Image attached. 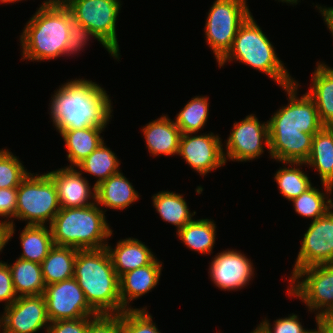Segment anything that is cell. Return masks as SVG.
<instances>
[{"mask_svg": "<svg viewBox=\"0 0 333 333\" xmlns=\"http://www.w3.org/2000/svg\"><path fill=\"white\" fill-rule=\"evenodd\" d=\"M112 99L96 82L71 79L54 91L49 105L56 131L107 127L112 118ZM112 113V114H111Z\"/></svg>", "mask_w": 333, "mask_h": 333, "instance_id": "cell-1", "label": "cell"}, {"mask_svg": "<svg viewBox=\"0 0 333 333\" xmlns=\"http://www.w3.org/2000/svg\"><path fill=\"white\" fill-rule=\"evenodd\" d=\"M73 277L97 314H120L119 276L107 248L78 250Z\"/></svg>", "mask_w": 333, "mask_h": 333, "instance_id": "cell-2", "label": "cell"}, {"mask_svg": "<svg viewBox=\"0 0 333 333\" xmlns=\"http://www.w3.org/2000/svg\"><path fill=\"white\" fill-rule=\"evenodd\" d=\"M37 9L20 35L22 60L40 62L65 57L72 13L59 4Z\"/></svg>", "mask_w": 333, "mask_h": 333, "instance_id": "cell-3", "label": "cell"}, {"mask_svg": "<svg viewBox=\"0 0 333 333\" xmlns=\"http://www.w3.org/2000/svg\"><path fill=\"white\" fill-rule=\"evenodd\" d=\"M233 60L265 73L281 88L296 81L252 14L238 28L231 49L217 64L221 68Z\"/></svg>", "mask_w": 333, "mask_h": 333, "instance_id": "cell-4", "label": "cell"}, {"mask_svg": "<svg viewBox=\"0 0 333 333\" xmlns=\"http://www.w3.org/2000/svg\"><path fill=\"white\" fill-rule=\"evenodd\" d=\"M106 211L97 203L88 207L60 208L50 225L53 244L79 250L105 248L113 234Z\"/></svg>", "mask_w": 333, "mask_h": 333, "instance_id": "cell-5", "label": "cell"}, {"mask_svg": "<svg viewBox=\"0 0 333 333\" xmlns=\"http://www.w3.org/2000/svg\"><path fill=\"white\" fill-rule=\"evenodd\" d=\"M59 211L58 195L53 180L47 173L30 172L17 187L15 219L26 221V225L50 226Z\"/></svg>", "mask_w": 333, "mask_h": 333, "instance_id": "cell-6", "label": "cell"}, {"mask_svg": "<svg viewBox=\"0 0 333 333\" xmlns=\"http://www.w3.org/2000/svg\"><path fill=\"white\" fill-rule=\"evenodd\" d=\"M247 0H215L207 13L204 33L218 63L231 49L238 28L251 15Z\"/></svg>", "mask_w": 333, "mask_h": 333, "instance_id": "cell-7", "label": "cell"}, {"mask_svg": "<svg viewBox=\"0 0 333 333\" xmlns=\"http://www.w3.org/2000/svg\"><path fill=\"white\" fill-rule=\"evenodd\" d=\"M288 297L303 301L315 322L324 312L333 310V264L316 265L300 269L290 280Z\"/></svg>", "mask_w": 333, "mask_h": 333, "instance_id": "cell-8", "label": "cell"}, {"mask_svg": "<svg viewBox=\"0 0 333 333\" xmlns=\"http://www.w3.org/2000/svg\"><path fill=\"white\" fill-rule=\"evenodd\" d=\"M121 0H71L66 4L72 16L80 21L120 59L116 33Z\"/></svg>", "mask_w": 333, "mask_h": 333, "instance_id": "cell-9", "label": "cell"}, {"mask_svg": "<svg viewBox=\"0 0 333 333\" xmlns=\"http://www.w3.org/2000/svg\"><path fill=\"white\" fill-rule=\"evenodd\" d=\"M299 86L297 80L282 87L288 96V104L272 114L268 120V130H300L316 134L324 127L313 99L307 93L300 98L297 96Z\"/></svg>", "mask_w": 333, "mask_h": 333, "instance_id": "cell-10", "label": "cell"}, {"mask_svg": "<svg viewBox=\"0 0 333 333\" xmlns=\"http://www.w3.org/2000/svg\"><path fill=\"white\" fill-rule=\"evenodd\" d=\"M266 147L269 153L268 121L260 123L255 114H249L233 125L223 149L225 163L258 159Z\"/></svg>", "mask_w": 333, "mask_h": 333, "instance_id": "cell-11", "label": "cell"}, {"mask_svg": "<svg viewBox=\"0 0 333 333\" xmlns=\"http://www.w3.org/2000/svg\"><path fill=\"white\" fill-rule=\"evenodd\" d=\"M291 277L303 268L333 264V208L311 221L303 236Z\"/></svg>", "mask_w": 333, "mask_h": 333, "instance_id": "cell-12", "label": "cell"}, {"mask_svg": "<svg viewBox=\"0 0 333 333\" xmlns=\"http://www.w3.org/2000/svg\"><path fill=\"white\" fill-rule=\"evenodd\" d=\"M43 296L50 322L98 315L89 306L83 290L74 277L46 285Z\"/></svg>", "mask_w": 333, "mask_h": 333, "instance_id": "cell-13", "label": "cell"}, {"mask_svg": "<svg viewBox=\"0 0 333 333\" xmlns=\"http://www.w3.org/2000/svg\"><path fill=\"white\" fill-rule=\"evenodd\" d=\"M3 310L1 333H36L42 328L46 332L50 324L43 294L20 296Z\"/></svg>", "mask_w": 333, "mask_h": 333, "instance_id": "cell-14", "label": "cell"}, {"mask_svg": "<svg viewBox=\"0 0 333 333\" xmlns=\"http://www.w3.org/2000/svg\"><path fill=\"white\" fill-rule=\"evenodd\" d=\"M194 134H182L177 156H181L200 176L223 167L226 164L223 155L224 144L219 135L213 132Z\"/></svg>", "mask_w": 333, "mask_h": 333, "instance_id": "cell-15", "label": "cell"}, {"mask_svg": "<svg viewBox=\"0 0 333 333\" xmlns=\"http://www.w3.org/2000/svg\"><path fill=\"white\" fill-rule=\"evenodd\" d=\"M254 265L241 251L226 249L218 252L209 264L211 281L224 291L241 290L254 277Z\"/></svg>", "mask_w": 333, "mask_h": 333, "instance_id": "cell-16", "label": "cell"}, {"mask_svg": "<svg viewBox=\"0 0 333 333\" xmlns=\"http://www.w3.org/2000/svg\"><path fill=\"white\" fill-rule=\"evenodd\" d=\"M47 175L56 187L60 208L88 207L96 203V187L76 167H64ZM92 188V189H91Z\"/></svg>", "mask_w": 333, "mask_h": 333, "instance_id": "cell-17", "label": "cell"}, {"mask_svg": "<svg viewBox=\"0 0 333 333\" xmlns=\"http://www.w3.org/2000/svg\"><path fill=\"white\" fill-rule=\"evenodd\" d=\"M162 265L163 263L156 257L149 265L124 273L119 278V296L122 312L125 310H147L146 306L133 308L130 302L138 300L158 285L163 268Z\"/></svg>", "mask_w": 333, "mask_h": 333, "instance_id": "cell-18", "label": "cell"}, {"mask_svg": "<svg viewBox=\"0 0 333 333\" xmlns=\"http://www.w3.org/2000/svg\"><path fill=\"white\" fill-rule=\"evenodd\" d=\"M269 157L278 162H306L315 134L300 130H268Z\"/></svg>", "mask_w": 333, "mask_h": 333, "instance_id": "cell-19", "label": "cell"}, {"mask_svg": "<svg viewBox=\"0 0 333 333\" xmlns=\"http://www.w3.org/2000/svg\"><path fill=\"white\" fill-rule=\"evenodd\" d=\"M141 131L150 155H178L182 132L168 115L150 121Z\"/></svg>", "mask_w": 333, "mask_h": 333, "instance_id": "cell-20", "label": "cell"}, {"mask_svg": "<svg viewBox=\"0 0 333 333\" xmlns=\"http://www.w3.org/2000/svg\"><path fill=\"white\" fill-rule=\"evenodd\" d=\"M106 248L119 278L124 273L149 265L156 258L147 245L133 237L120 239L114 249L109 244Z\"/></svg>", "mask_w": 333, "mask_h": 333, "instance_id": "cell-21", "label": "cell"}, {"mask_svg": "<svg viewBox=\"0 0 333 333\" xmlns=\"http://www.w3.org/2000/svg\"><path fill=\"white\" fill-rule=\"evenodd\" d=\"M120 170L96 186V203L105 208L124 210L140 197L132 183Z\"/></svg>", "mask_w": 333, "mask_h": 333, "instance_id": "cell-22", "label": "cell"}, {"mask_svg": "<svg viewBox=\"0 0 333 333\" xmlns=\"http://www.w3.org/2000/svg\"><path fill=\"white\" fill-rule=\"evenodd\" d=\"M316 64L306 93L315 102L324 127H333V67L319 61Z\"/></svg>", "mask_w": 333, "mask_h": 333, "instance_id": "cell-23", "label": "cell"}, {"mask_svg": "<svg viewBox=\"0 0 333 333\" xmlns=\"http://www.w3.org/2000/svg\"><path fill=\"white\" fill-rule=\"evenodd\" d=\"M106 127H87L85 129L64 130L60 133L65 142L67 160L66 167H76L81 161L97 149L104 139L100 135Z\"/></svg>", "mask_w": 333, "mask_h": 333, "instance_id": "cell-24", "label": "cell"}, {"mask_svg": "<svg viewBox=\"0 0 333 333\" xmlns=\"http://www.w3.org/2000/svg\"><path fill=\"white\" fill-rule=\"evenodd\" d=\"M306 165L318 172L321 184L333 187V127H323L312 139Z\"/></svg>", "mask_w": 333, "mask_h": 333, "instance_id": "cell-25", "label": "cell"}, {"mask_svg": "<svg viewBox=\"0 0 333 333\" xmlns=\"http://www.w3.org/2000/svg\"><path fill=\"white\" fill-rule=\"evenodd\" d=\"M74 247L54 245L41 263L45 285L73 278L77 251Z\"/></svg>", "mask_w": 333, "mask_h": 333, "instance_id": "cell-26", "label": "cell"}, {"mask_svg": "<svg viewBox=\"0 0 333 333\" xmlns=\"http://www.w3.org/2000/svg\"><path fill=\"white\" fill-rule=\"evenodd\" d=\"M152 205L163 221L176 226V231L193 220L195 211L191 213L182 194L171 191H159L152 196Z\"/></svg>", "mask_w": 333, "mask_h": 333, "instance_id": "cell-27", "label": "cell"}, {"mask_svg": "<svg viewBox=\"0 0 333 333\" xmlns=\"http://www.w3.org/2000/svg\"><path fill=\"white\" fill-rule=\"evenodd\" d=\"M216 224L211 219H193L180 230L176 236L191 251L211 254L216 241Z\"/></svg>", "mask_w": 333, "mask_h": 333, "instance_id": "cell-28", "label": "cell"}, {"mask_svg": "<svg viewBox=\"0 0 333 333\" xmlns=\"http://www.w3.org/2000/svg\"><path fill=\"white\" fill-rule=\"evenodd\" d=\"M13 287L18 297L43 294L45 283L40 263L17 258L15 263L8 264Z\"/></svg>", "mask_w": 333, "mask_h": 333, "instance_id": "cell-29", "label": "cell"}, {"mask_svg": "<svg viewBox=\"0 0 333 333\" xmlns=\"http://www.w3.org/2000/svg\"><path fill=\"white\" fill-rule=\"evenodd\" d=\"M19 239L23 251L19 258L40 264L54 246L52 231L47 225H26Z\"/></svg>", "mask_w": 333, "mask_h": 333, "instance_id": "cell-30", "label": "cell"}, {"mask_svg": "<svg viewBox=\"0 0 333 333\" xmlns=\"http://www.w3.org/2000/svg\"><path fill=\"white\" fill-rule=\"evenodd\" d=\"M116 154L106 145L105 141L95 149L89 156L81 161L76 168L83 174L97 178L94 186L108 179L120 171V160Z\"/></svg>", "mask_w": 333, "mask_h": 333, "instance_id": "cell-31", "label": "cell"}, {"mask_svg": "<svg viewBox=\"0 0 333 333\" xmlns=\"http://www.w3.org/2000/svg\"><path fill=\"white\" fill-rule=\"evenodd\" d=\"M322 185L325 192L311 186L298 197L291 200L298 215L312 218V221H315L333 208V198L330 197L333 187L326 184Z\"/></svg>", "mask_w": 333, "mask_h": 333, "instance_id": "cell-32", "label": "cell"}, {"mask_svg": "<svg viewBox=\"0 0 333 333\" xmlns=\"http://www.w3.org/2000/svg\"><path fill=\"white\" fill-rule=\"evenodd\" d=\"M282 165L283 167H280L276 171L274 179L278 185L280 194L286 200L291 201L309 189L313 183H311L308 175L301 169L302 165H306L305 162H282Z\"/></svg>", "mask_w": 333, "mask_h": 333, "instance_id": "cell-33", "label": "cell"}, {"mask_svg": "<svg viewBox=\"0 0 333 333\" xmlns=\"http://www.w3.org/2000/svg\"><path fill=\"white\" fill-rule=\"evenodd\" d=\"M208 96H194L176 115L174 123L182 134L198 133L209 118Z\"/></svg>", "mask_w": 333, "mask_h": 333, "instance_id": "cell-34", "label": "cell"}, {"mask_svg": "<svg viewBox=\"0 0 333 333\" xmlns=\"http://www.w3.org/2000/svg\"><path fill=\"white\" fill-rule=\"evenodd\" d=\"M29 173L19 157L8 149L0 150V189L17 188Z\"/></svg>", "mask_w": 333, "mask_h": 333, "instance_id": "cell-35", "label": "cell"}, {"mask_svg": "<svg viewBox=\"0 0 333 333\" xmlns=\"http://www.w3.org/2000/svg\"><path fill=\"white\" fill-rule=\"evenodd\" d=\"M120 323L122 333H161L148 310H125Z\"/></svg>", "mask_w": 333, "mask_h": 333, "instance_id": "cell-36", "label": "cell"}, {"mask_svg": "<svg viewBox=\"0 0 333 333\" xmlns=\"http://www.w3.org/2000/svg\"><path fill=\"white\" fill-rule=\"evenodd\" d=\"M94 37L100 44L107 50L110 56L114 59H119L93 34L89 29L84 27V25L77 21L73 16L69 18V36L66 43V56L78 55L80 51L86 48L85 45L89 43L88 41ZM84 48V49H83Z\"/></svg>", "mask_w": 333, "mask_h": 333, "instance_id": "cell-37", "label": "cell"}, {"mask_svg": "<svg viewBox=\"0 0 333 333\" xmlns=\"http://www.w3.org/2000/svg\"><path fill=\"white\" fill-rule=\"evenodd\" d=\"M17 209V188L0 189V223L8 225V242L15 234V216ZM6 217V218H5Z\"/></svg>", "mask_w": 333, "mask_h": 333, "instance_id": "cell-38", "label": "cell"}, {"mask_svg": "<svg viewBox=\"0 0 333 333\" xmlns=\"http://www.w3.org/2000/svg\"><path fill=\"white\" fill-rule=\"evenodd\" d=\"M260 324L268 333H310L312 329L303 328L297 314H290L288 317L278 318L271 326L268 319H264Z\"/></svg>", "mask_w": 333, "mask_h": 333, "instance_id": "cell-39", "label": "cell"}, {"mask_svg": "<svg viewBox=\"0 0 333 333\" xmlns=\"http://www.w3.org/2000/svg\"><path fill=\"white\" fill-rule=\"evenodd\" d=\"M86 333H122L120 314H98L89 323Z\"/></svg>", "mask_w": 333, "mask_h": 333, "instance_id": "cell-40", "label": "cell"}, {"mask_svg": "<svg viewBox=\"0 0 333 333\" xmlns=\"http://www.w3.org/2000/svg\"><path fill=\"white\" fill-rule=\"evenodd\" d=\"M95 317L58 320L50 322L46 333H86L89 323Z\"/></svg>", "mask_w": 333, "mask_h": 333, "instance_id": "cell-41", "label": "cell"}, {"mask_svg": "<svg viewBox=\"0 0 333 333\" xmlns=\"http://www.w3.org/2000/svg\"><path fill=\"white\" fill-rule=\"evenodd\" d=\"M17 298L8 262L2 261L0 262V302H5L4 308H6Z\"/></svg>", "mask_w": 333, "mask_h": 333, "instance_id": "cell-42", "label": "cell"}, {"mask_svg": "<svg viewBox=\"0 0 333 333\" xmlns=\"http://www.w3.org/2000/svg\"><path fill=\"white\" fill-rule=\"evenodd\" d=\"M317 324L326 332L333 333V310L322 313L317 318Z\"/></svg>", "mask_w": 333, "mask_h": 333, "instance_id": "cell-43", "label": "cell"}, {"mask_svg": "<svg viewBox=\"0 0 333 333\" xmlns=\"http://www.w3.org/2000/svg\"><path fill=\"white\" fill-rule=\"evenodd\" d=\"M315 7L317 8V10H319V13L322 15L324 23L327 25V28L333 37V7H322L318 4Z\"/></svg>", "mask_w": 333, "mask_h": 333, "instance_id": "cell-44", "label": "cell"}, {"mask_svg": "<svg viewBox=\"0 0 333 333\" xmlns=\"http://www.w3.org/2000/svg\"><path fill=\"white\" fill-rule=\"evenodd\" d=\"M6 244H8V225L0 223V252L7 246Z\"/></svg>", "mask_w": 333, "mask_h": 333, "instance_id": "cell-45", "label": "cell"}, {"mask_svg": "<svg viewBox=\"0 0 333 333\" xmlns=\"http://www.w3.org/2000/svg\"><path fill=\"white\" fill-rule=\"evenodd\" d=\"M71 0H44L40 6H51V5H66Z\"/></svg>", "mask_w": 333, "mask_h": 333, "instance_id": "cell-46", "label": "cell"}, {"mask_svg": "<svg viewBox=\"0 0 333 333\" xmlns=\"http://www.w3.org/2000/svg\"><path fill=\"white\" fill-rule=\"evenodd\" d=\"M250 333H268V332L265 330V328L261 324H258L257 327Z\"/></svg>", "mask_w": 333, "mask_h": 333, "instance_id": "cell-47", "label": "cell"}, {"mask_svg": "<svg viewBox=\"0 0 333 333\" xmlns=\"http://www.w3.org/2000/svg\"><path fill=\"white\" fill-rule=\"evenodd\" d=\"M278 2H282V3H286V4H290V5H297L299 2H300V0H278Z\"/></svg>", "mask_w": 333, "mask_h": 333, "instance_id": "cell-48", "label": "cell"}, {"mask_svg": "<svg viewBox=\"0 0 333 333\" xmlns=\"http://www.w3.org/2000/svg\"><path fill=\"white\" fill-rule=\"evenodd\" d=\"M316 329H312V331L310 333H326L316 322Z\"/></svg>", "mask_w": 333, "mask_h": 333, "instance_id": "cell-49", "label": "cell"}, {"mask_svg": "<svg viewBox=\"0 0 333 333\" xmlns=\"http://www.w3.org/2000/svg\"><path fill=\"white\" fill-rule=\"evenodd\" d=\"M15 2H18V0H0V3L4 4L15 3Z\"/></svg>", "mask_w": 333, "mask_h": 333, "instance_id": "cell-50", "label": "cell"}]
</instances>
